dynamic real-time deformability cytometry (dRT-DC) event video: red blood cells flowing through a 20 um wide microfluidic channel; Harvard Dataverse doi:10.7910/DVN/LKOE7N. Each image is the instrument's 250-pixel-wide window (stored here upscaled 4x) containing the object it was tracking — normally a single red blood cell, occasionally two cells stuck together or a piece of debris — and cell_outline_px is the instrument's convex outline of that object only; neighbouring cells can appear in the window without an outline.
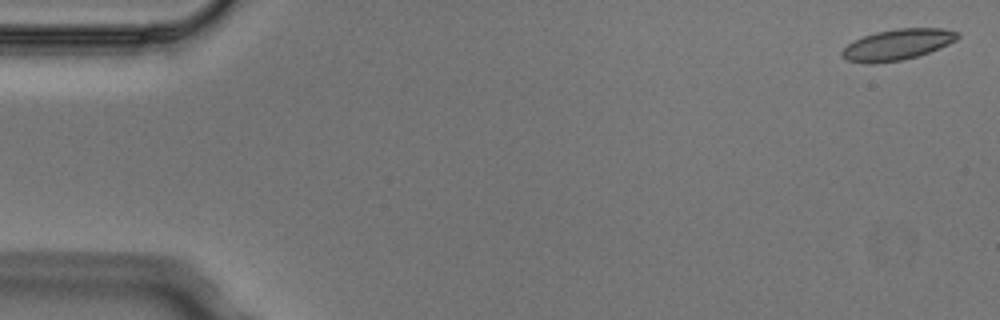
{"species": "Egyptian fruit bat (a non-hibernating species)", "species_latin": "Rousettus aegyptiacus", "temperature_condition": "cold", "stored_images_in_passage": 5, "segment_of_instrument_passage": [1, 2], "camera_frame_rate_fps": 3000, "um_per_image_px": 0.085, "animal": {"sex": "male"}, "frame": {"image": 1, "passage_image": 1, "time_ms": 0.0, "image_size_px": [1000, 320], "cell_outline_px": [[960, 36], [956, 40], [940, 48], [916, 56], [900, 60], [872, 64], [864, 64], [848, 60], [840, 56], [840, 52], [848, 44], [864, 36], [876, 32], [896, 28], [944, 28], [960, 32]], "centroid_in_image_um": [76.28, 3.78], "position_along_channel_um": 8.7, "area_um2": 20.81}}
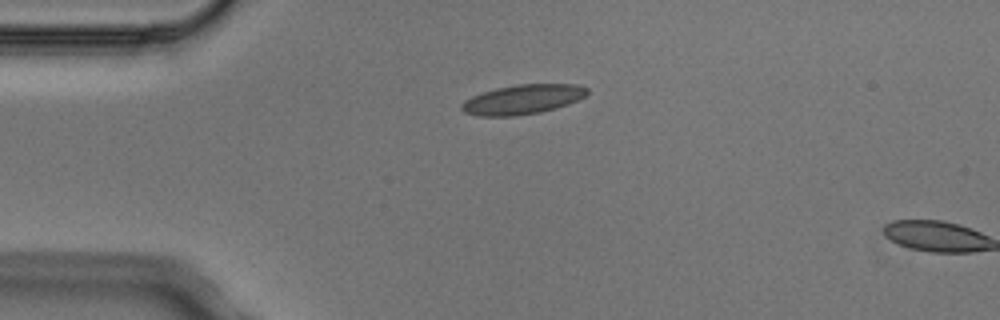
{"frame": {"image": 2, "passage_image": 4, "time_ms": 1.0, "image_size_px": [1000, 320], "cell_outline_px": [[588, 92], [584, 96], [568, 104], [556, 108], [540, 112], [512, 116], [476, 116], [464, 112], [460, 108], [460, 104], [464, 100], [472, 96], [496, 88], [516, 84], [576, 84], [588, 88]], "centroid_in_image_um": [44.39, 8.45], "position_along_channel_um": 40.6, "area_um2": 21.62}}